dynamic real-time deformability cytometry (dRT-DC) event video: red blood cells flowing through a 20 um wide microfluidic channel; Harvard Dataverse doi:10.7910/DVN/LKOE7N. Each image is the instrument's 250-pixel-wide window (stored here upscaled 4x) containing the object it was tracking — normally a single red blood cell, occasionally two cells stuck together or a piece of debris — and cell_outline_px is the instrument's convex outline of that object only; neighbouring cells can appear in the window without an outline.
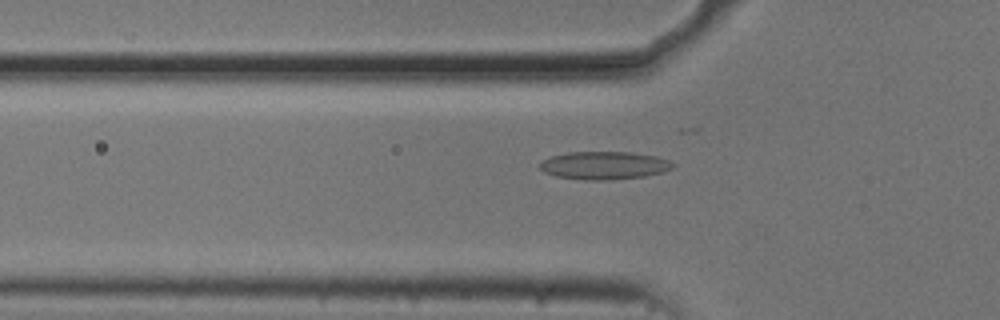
{"species": "common noctule bat (a hibernating species)", "species_latin": "Nyctalus noctula", "temperature_condition": "cold", "stored_images_in_passage": 42, "camera_frame_rate_fps": 3000, "um_per_image_px": 0.085, "animal": {"sex": "male", "body_mass_g": 20.5, "forearm_length_mm": 52.5}, "frame": {"image": 1, "passage_image": 6, "time_ms": 1.667, "image_size_px": [1000, 320], "cell_outline_px": [[676, 164], [672, 168], [664, 172], [644, 176], [608, 180], [584, 180], [556, 176], [544, 172], [536, 164], [552, 156], [568, 152], [632, 152], [656, 156], [668, 160]], "centroid_in_image_um": [51.35, 14.06], "position_along_channel_um": 74.4, "area_um2": 21.73}}
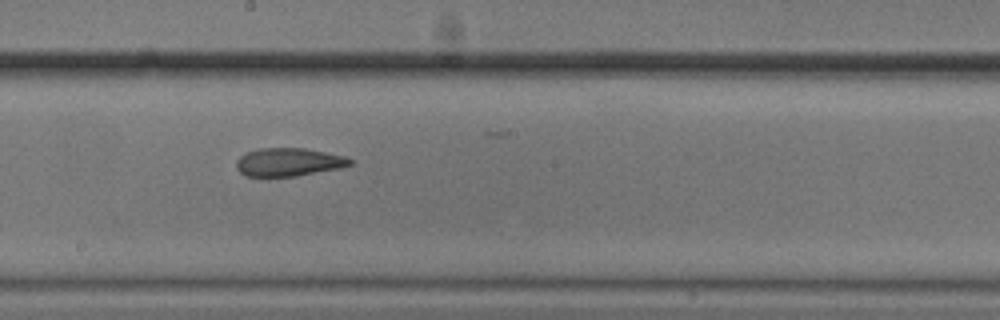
{"frame": {"image": 2, "passage_image": 18, "time_ms": 5.667, "image_size_px": [1000, 320], "cell_outline_px": [[352, 164], [340, 168], [296, 176], [244, 176], [236, 168], [236, 160], [240, 156], [248, 152], [260, 148], [304, 148], [344, 156], [352, 160]], "centroid_in_image_um": [24.51, 13.78], "position_along_channel_um": 223.7, "area_um2": 18.55}}
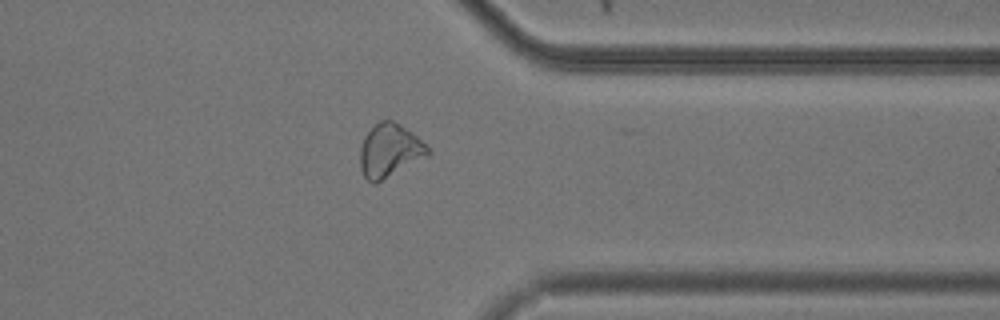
{"frame": {"image": 3, "passage_image": 31, "time_ms": 10.0, "image_size_px": [1000, 320], "cell_outline_px": [[432, 152], [428, 156], [376, 184], [372, 184], [364, 176], [360, 168], [360, 148], [364, 136], [380, 120], [392, 120], [400, 124], [428, 144]], "centroid_in_image_um": [33.14, 12.81], "position_along_channel_um": 378.3, "area_um2": 21.27}, "authors_computed_cell_mechanics": {"area_um2": 20.4323, "velocity_mm_per_s": 3.7069, "shape_relaxation_time_tau1_ms": null, "shape_relaxation_time_tau2_ms": 4.3296, "deformation_change_tau1": null, "deformation_change_tau2": 0.1158}}